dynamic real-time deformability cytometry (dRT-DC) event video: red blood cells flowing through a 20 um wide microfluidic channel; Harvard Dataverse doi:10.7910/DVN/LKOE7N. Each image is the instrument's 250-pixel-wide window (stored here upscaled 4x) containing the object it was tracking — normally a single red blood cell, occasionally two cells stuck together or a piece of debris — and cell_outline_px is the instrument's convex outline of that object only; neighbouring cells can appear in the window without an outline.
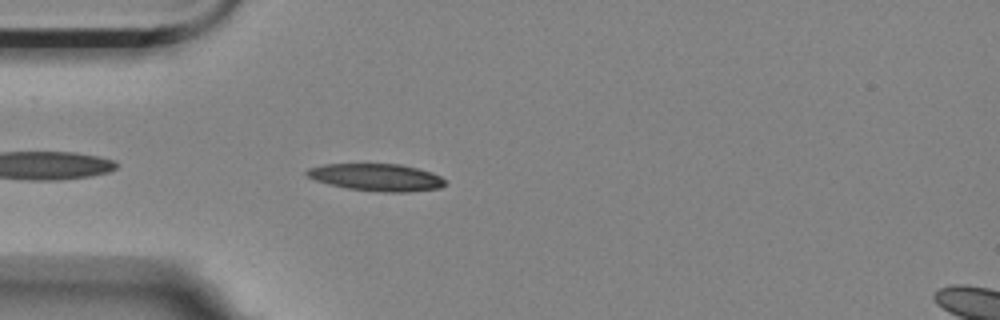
{"species": "Egyptian fruit bat (a non-hibernating species)", "species_latin": "Rousettus aegyptiacus", "temperature_condition": "room temperature", "stored_images_in_passage": 4, "camera_frame_rate_fps": 3000, "um_per_image_px": 0.085, "animal": {"sex": "female"}, "frame": {"image": 1, "passage_image": 4, "time_ms": 1.0, "image_size_px": [1000, 320], "cell_outline_px": [[448, 184], [440, 188], [408, 192], [384, 192], [348, 188], [328, 184], [316, 180], [308, 176], [304, 172], [308, 168], [324, 164], [400, 164], [432, 172], [440, 176]], "centroid_in_image_um": [32.02, 15.07], "position_along_channel_um": 53.0, "area_um2": 21.91}}